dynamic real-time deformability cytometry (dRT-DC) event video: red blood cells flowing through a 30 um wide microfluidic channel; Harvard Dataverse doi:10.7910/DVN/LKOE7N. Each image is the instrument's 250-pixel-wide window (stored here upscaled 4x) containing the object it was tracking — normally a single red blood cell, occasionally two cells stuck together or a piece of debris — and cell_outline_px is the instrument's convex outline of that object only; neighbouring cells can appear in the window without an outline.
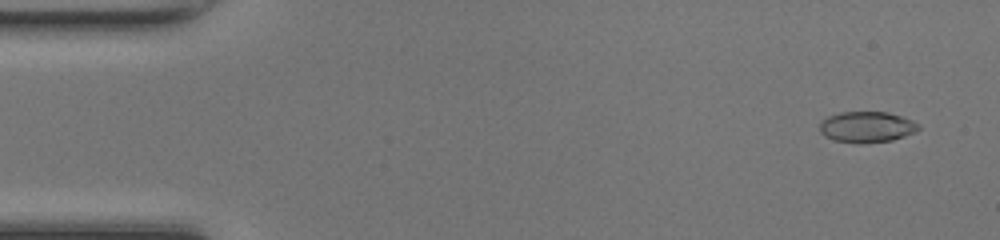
{"species": "common noctule bat (a hibernating species)", "species_latin": "Nyctalus noctula", "temperature_condition": "room temperature", "stored_images_in_passage": 50, "segment_of_instrument_passage": [1, 2], "camera_frame_rate_fps": 3000, "um_per_image_px": 0.085, "animal": {"sex": "female", "body_mass_g": 17.0, "forearm_length_mm": 48.0}, "frame": {"image": 1, "passage_image": 3, "time_ms": 0.667, "image_size_px": [1000, 240], "cell_outline_px": [[920, 128], [916, 132], [892, 140], [860, 144], [856, 144], [836, 140], [824, 136], [820, 132], [820, 120], [828, 116], [840, 112], [888, 112], [912, 120], [920, 124]], "centroid_in_image_um": [73.67, 10.79], "position_along_channel_um": 11.3, "area_um2": 17.98}}
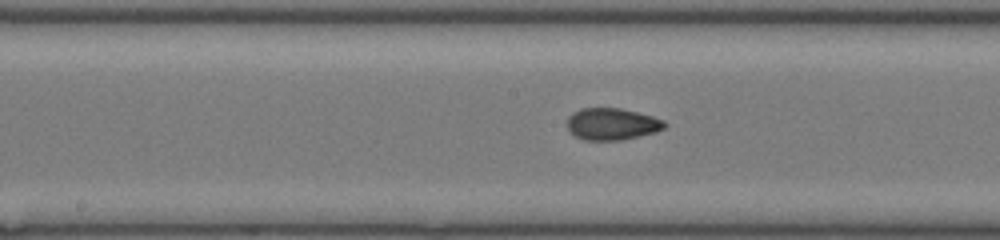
{"frame": {"image": 2, "passage_image": 25, "time_ms": 8.0, "image_size_px": [1000, 240], "cell_outline_px": [[668, 124], [664, 128], [656, 132], [620, 140], [584, 140], [568, 132], [568, 116], [572, 112], [580, 108], [620, 108], [652, 116], [664, 120]], "centroid_in_image_um": [52.0, 10.54], "position_along_channel_um": 196.2, "area_um2": 18.15}}
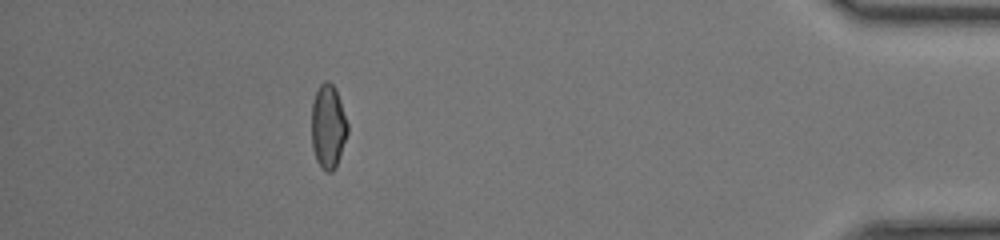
{"frame": {"image": 3, "passage_image": 44, "time_ms": 14.333, "image_size_px": [1000, 240], "cell_outline_px": [[348, 132], [336, 168], [332, 172], [328, 172], [316, 160], [312, 148], [312, 104], [316, 92], [320, 84], [324, 80], [328, 80], [336, 88], [348, 124]], "centroid_in_image_um": [27.9, 10.74], "position_along_channel_um": 407.3, "area_um2": 17.63}}